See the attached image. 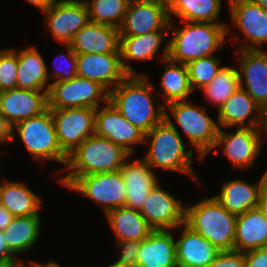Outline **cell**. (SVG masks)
I'll list each match as a JSON object with an SVG mask.
<instances>
[{
  "instance_id": "obj_41",
  "label": "cell",
  "mask_w": 267,
  "mask_h": 267,
  "mask_svg": "<svg viewBox=\"0 0 267 267\" xmlns=\"http://www.w3.org/2000/svg\"><path fill=\"white\" fill-rule=\"evenodd\" d=\"M245 267H267V247L244 253Z\"/></svg>"
},
{
  "instance_id": "obj_27",
  "label": "cell",
  "mask_w": 267,
  "mask_h": 267,
  "mask_svg": "<svg viewBox=\"0 0 267 267\" xmlns=\"http://www.w3.org/2000/svg\"><path fill=\"white\" fill-rule=\"evenodd\" d=\"M13 50L18 56L17 88L49 92L48 66L36 46Z\"/></svg>"
},
{
  "instance_id": "obj_23",
  "label": "cell",
  "mask_w": 267,
  "mask_h": 267,
  "mask_svg": "<svg viewBox=\"0 0 267 267\" xmlns=\"http://www.w3.org/2000/svg\"><path fill=\"white\" fill-rule=\"evenodd\" d=\"M175 229L153 230L140 243L137 267H178Z\"/></svg>"
},
{
  "instance_id": "obj_13",
  "label": "cell",
  "mask_w": 267,
  "mask_h": 267,
  "mask_svg": "<svg viewBox=\"0 0 267 267\" xmlns=\"http://www.w3.org/2000/svg\"><path fill=\"white\" fill-rule=\"evenodd\" d=\"M227 2L231 21L246 40L237 50H263L267 44V10L253 0Z\"/></svg>"
},
{
  "instance_id": "obj_30",
  "label": "cell",
  "mask_w": 267,
  "mask_h": 267,
  "mask_svg": "<svg viewBox=\"0 0 267 267\" xmlns=\"http://www.w3.org/2000/svg\"><path fill=\"white\" fill-rule=\"evenodd\" d=\"M162 57L159 59L166 65L162 73L160 87L162 88L163 105L176 101H186L193 90L186 64L172 61L168 58V43L164 46ZM166 103V104H165Z\"/></svg>"
},
{
  "instance_id": "obj_6",
  "label": "cell",
  "mask_w": 267,
  "mask_h": 267,
  "mask_svg": "<svg viewBox=\"0 0 267 267\" xmlns=\"http://www.w3.org/2000/svg\"><path fill=\"white\" fill-rule=\"evenodd\" d=\"M190 100L176 101L165 105V119L170 124H178L186 134L192 148L197 151L199 160H203L215 149L219 126L217 121L206 114V108L198 107ZM174 118V122L172 119Z\"/></svg>"
},
{
  "instance_id": "obj_40",
  "label": "cell",
  "mask_w": 267,
  "mask_h": 267,
  "mask_svg": "<svg viewBox=\"0 0 267 267\" xmlns=\"http://www.w3.org/2000/svg\"><path fill=\"white\" fill-rule=\"evenodd\" d=\"M207 267H245L244 253L236 250L220 251Z\"/></svg>"
},
{
  "instance_id": "obj_20",
  "label": "cell",
  "mask_w": 267,
  "mask_h": 267,
  "mask_svg": "<svg viewBox=\"0 0 267 267\" xmlns=\"http://www.w3.org/2000/svg\"><path fill=\"white\" fill-rule=\"evenodd\" d=\"M48 109L47 91L14 88L0 92V112L13 126Z\"/></svg>"
},
{
  "instance_id": "obj_31",
  "label": "cell",
  "mask_w": 267,
  "mask_h": 267,
  "mask_svg": "<svg viewBox=\"0 0 267 267\" xmlns=\"http://www.w3.org/2000/svg\"><path fill=\"white\" fill-rule=\"evenodd\" d=\"M116 240L142 241L154 230L139 210L120 207L105 214Z\"/></svg>"
},
{
  "instance_id": "obj_28",
  "label": "cell",
  "mask_w": 267,
  "mask_h": 267,
  "mask_svg": "<svg viewBox=\"0 0 267 267\" xmlns=\"http://www.w3.org/2000/svg\"><path fill=\"white\" fill-rule=\"evenodd\" d=\"M261 195L260 179L250 184L242 179L227 180L222 183L215 199L230 213L237 215L259 206Z\"/></svg>"
},
{
  "instance_id": "obj_36",
  "label": "cell",
  "mask_w": 267,
  "mask_h": 267,
  "mask_svg": "<svg viewBox=\"0 0 267 267\" xmlns=\"http://www.w3.org/2000/svg\"><path fill=\"white\" fill-rule=\"evenodd\" d=\"M220 64L221 59L214 55L188 62L186 66L192 90L202 89L209 84L222 68Z\"/></svg>"
},
{
  "instance_id": "obj_50",
  "label": "cell",
  "mask_w": 267,
  "mask_h": 267,
  "mask_svg": "<svg viewBox=\"0 0 267 267\" xmlns=\"http://www.w3.org/2000/svg\"><path fill=\"white\" fill-rule=\"evenodd\" d=\"M253 1L262 6L265 10H267V0H253Z\"/></svg>"
},
{
  "instance_id": "obj_10",
  "label": "cell",
  "mask_w": 267,
  "mask_h": 267,
  "mask_svg": "<svg viewBox=\"0 0 267 267\" xmlns=\"http://www.w3.org/2000/svg\"><path fill=\"white\" fill-rule=\"evenodd\" d=\"M263 129L267 135V128L237 127L236 132L219 128L215 148H222V153L234 168L247 170L261 154Z\"/></svg>"
},
{
  "instance_id": "obj_43",
  "label": "cell",
  "mask_w": 267,
  "mask_h": 267,
  "mask_svg": "<svg viewBox=\"0 0 267 267\" xmlns=\"http://www.w3.org/2000/svg\"><path fill=\"white\" fill-rule=\"evenodd\" d=\"M15 254L9 249L5 236L3 234V230H0V262H9L15 259Z\"/></svg>"
},
{
  "instance_id": "obj_4",
  "label": "cell",
  "mask_w": 267,
  "mask_h": 267,
  "mask_svg": "<svg viewBox=\"0 0 267 267\" xmlns=\"http://www.w3.org/2000/svg\"><path fill=\"white\" fill-rule=\"evenodd\" d=\"M175 124H170L165 118L156 124L147 134L144 143L150 146L143 160L152 168L172 172H180L199 183L197 174L193 171V149H186L182 136Z\"/></svg>"
},
{
  "instance_id": "obj_37",
  "label": "cell",
  "mask_w": 267,
  "mask_h": 267,
  "mask_svg": "<svg viewBox=\"0 0 267 267\" xmlns=\"http://www.w3.org/2000/svg\"><path fill=\"white\" fill-rule=\"evenodd\" d=\"M18 56L11 48L0 50V92L17 88Z\"/></svg>"
},
{
  "instance_id": "obj_2",
  "label": "cell",
  "mask_w": 267,
  "mask_h": 267,
  "mask_svg": "<svg viewBox=\"0 0 267 267\" xmlns=\"http://www.w3.org/2000/svg\"><path fill=\"white\" fill-rule=\"evenodd\" d=\"M174 22L170 21L169 29H175L168 41V58L182 64L215 54L226 43L227 34L235 33L224 22L182 21L179 28Z\"/></svg>"
},
{
  "instance_id": "obj_15",
  "label": "cell",
  "mask_w": 267,
  "mask_h": 267,
  "mask_svg": "<svg viewBox=\"0 0 267 267\" xmlns=\"http://www.w3.org/2000/svg\"><path fill=\"white\" fill-rule=\"evenodd\" d=\"M105 105L96 109L95 134L133 154L136 150L133 144L144 143L145 134L125 119L109 101Z\"/></svg>"
},
{
  "instance_id": "obj_48",
  "label": "cell",
  "mask_w": 267,
  "mask_h": 267,
  "mask_svg": "<svg viewBox=\"0 0 267 267\" xmlns=\"http://www.w3.org/2000/svg\"><path fill=\"white\" fill-rule=\"evenodd\" d=\"M261 182V195L260 198H267V170L260 178Z\"/></svg>"
},
{
  "instance_id": "obj_46",
  "label": "cell",
  "mask_w": 267,
  "mask_h": 267,
  "mask_svg": "<svg viewBox=\"0 0 267 267\" xmlns=\"http://www.w3.org/2000/svg\"><path fill=\"white\" fill-rule=\"evenodd\" d=\"M29 264V265H28ZM27 267H61V265H59L58 263L54 262V261H49L46 264L44 263H40L39 261H33V260H29L27 263Z\"/></svg>"
},
{
  "instance_id": "obj_25",
  "label": "cell",
  "mask_w": 267,
  "mask_h": 267,
  "mask_svg": "<svg viewBox=\"0 0 267 267\" xmlns=\"http://www.w3.org/2000/svg\"><path fill=\"white\" fill-rule=\"evenodd\" d=\"M267 247V217L258 206L237 215L234 250L246 253Z\"/></svg>"
},
{
  "instance_id": "obj_11",
  "label": "cell",
  "mask_w": 267,
  "mask_h": 267,
  "mask_svg": "<svg viewBox=\"0 0 267 267\" xmlns=\"http://www.w3.org/2000/svg\"><path fill=\"white\" fill-rule=\"evenodd\" d=\"M169 4L163 0H131L119 37H133L155 30H170Z\"/></svg>"
},
{
  "instance_id": "obj_51",
  "label": "cell",
  "mask_w": 267,
  "mask_h": 267,
  "mask_svg": "<svg viewBox=\"0 0 267 267\" xmlns=\"http://www.w3.org/2000/svg\"><path fill=\"white\" fill-rule=\"evenodd\" d=\"M106 267H129V266L120 265V264H117V263L114 262V263H112V264H110V265H108Z\"/></svg>"
},
{
  "instance_id": "obj_18",
  "label": "cell",
  "mask_w": 267,
  "mask_h": 267,
  "mask_svg": "<svg viewBox=\"0 0 267 267\" xmlns=\"http://www.w3.org/2000/svg\"><path fill=\"white\" fill-rule=\"evenodd\" d=\"M236 54L240 87L267 113V50H237Z\"/></svg>"
},
{
  "instance_id": "obj_39",
  "label": "cell",
  "mask_w": 267,
  "mask_h": 267,
  "mask_svg": "<svg viewBox=\"0 0 267 267\" xmlns=\"http://www.w3.org/2000/svg\"><path fill=\"white\" fill-rule=\"evenodd\" d=\"M118 245V258L115 263L129 266L137 267L138 254L141 241H124L116 240Z\"/></svg>"
},
{
  "instance_id": "obj_26",
  "label": "cell",
  "mask_w": 267,
  "mask_h": 267,
  "mask_svg": "<svg viewBox=\"0 0 267 267\" xmlns=\"http://www.w3.org/2000/svg\"><path fill=\"white\" fill-rule=\"evenodd\" d=\"M166 31L168 30H155L139 36L119 37L122 68L128 75H146V73H138L126 62L152 60L165 39Z\"/></svg>"
},
{
  "instance_id": "obj_17",
  "label": "cell",
  "mask_w": 267,
  "mask_h": 267,
  "mask_svg": "<svg viewBox=\"0 0 267 267\" xmlns=\"http://www.w3.org/2000/svg\"><path fill=\"white\" fill-rule=\"evenodd\" d=\"M255 112L257 117H251ZM216 120L219 128L225 129L235 126L267 128V113L241 87L219 108Z\"/></svg>"
},
{
  "instance_id": "obj_22",
  "label": "cell",
  "mask_w": 267,
  "mask_h": 267,
  "mask_svg": "<svg viewBox=\"0 0 267 267\" xmlns=\"http://www.w3.org/2000/svg\"><path fill=\"white\" fill-rule=\"evenodd\" d=\"M179 228L180 237L175 240L178 267L209 266L220 251L185 223L179 225L175 230L179 232Z\"/></svg>"
},
{
  "instance_id": "obj_29",
  "label": "cell",
  "mask_w": 267,
  "mask_h": 267,
  "mask_svg": "<svg viewBox=\"0 0 267 267\" xmlns=\"http://www.w3.org/2000/svg\"><path fill=\"white\" fill-rule=\"evenodd\" d=\"M3 181L0 185V205L14 217L41 215V196L21 181Z\"/></svg>"
},
{
  "instance_id": "obj_38",
  "label": "cell",
  "mask_w": 267,
  "mask_h": 267,
  "mask_svg": "<svg viewBox=\"0 0 267 267\" xmlns=\"http://www.w3.org/2000/svg\"><path fill=\"white\" fill-rule=\"evenodd\" d=\"M64 46L67 50V53L62 52V54H58V55L61 58H63L62 62H65V65H64L65 68L61 69L60 68L61 66L58 68V66L56 64H54L55 60L53 61V64L56 65V66H53V67H55V69H54L55 71L51 75L48 74L49 79L55 78V79H53L52 82L67 81V80H71L77 76V55L72 50V47L70 44H64ZM58 55H57V57H58ZM55 59H58V58H55Z\"/></svg>"
},
{
  "instance_id": "obj_44",
  "label": "cell",
  "mask_w": 267,
  "mask_h": 267,
  "mask_svg": "<svg viewBox=\"0 0 267 267\" xmlns=\"http://www.w3.org/2000/svg\"><path fill=\"white\" fill-rule=\"evenodd\" d=\"M14 216L2 205H0V230L7 228L12 222Z\"/></svg>"
},
{
  "instance_id": "obj_16",
  "label": "cell",
  "mask_w": 267,
  "mask_h": 267,
  "mask_svg": "<svg viewBox=\"0 0 267 267\" xmlns=\"http://www.w3.org/2000/svg\"><path fill=\"white\" fill-rule=\"evenodd\" d=\"M141 215L154 230L176 229L185 223V206L158 184L147 196Z\"/></svg>"
},
{
  "instance_id": "obj_34",
  "label": "cell",
  "mask_w": 267,
  "mask_h": 267,
  "mask_svg": "<svg viewBox=\"0 0 267 267\" xmlns=\"http://www.w3.org/2000/svg\"><path fill=\"white\" fill-rule=\"evenodd\" d=\"M240 87L238 69L231 66H222L214 79L203 87L208 102L219 108Z\"/></svg>"
},
{
  "instance_id": "obj_33",
  "label": "cell",
  "mask_w": 267,
  "mask_h": 267,
  "mask_svg": "<svg viewBox=\"0 0 267 267\" xmlns=\"http://www.w3.org/2000/svg\"><path fill=\"white\" fill-rule=\"evenodd\" d=\"M222 0H172L169 3V18L172 16L188 22L221 23Z\"/></svg>"
},
{
  "instance_id": "obj_49",
  "label": "cell",
  "mask_w": 267,
  "mask_h": 267,
  "mask_svg": "<svg viewBox=\"0 0 267 267\" xmlns=\"http://www.w3.org/2000/svg\"><path fill=\"white\" fill-rule=\"evenodd\" d=\"M259 207L262 209L265 216L267 217V198H260Z\"/></svg>"
},
{
  "instance_id": "obj_47",
  "label": "cell",
  "mask_w": 267,
  "mask_h": 267,
  "mask_svg": "<svg viewBox=\"0 0 267 267\" xmlns=\"http://www.w3.org/2000/svg\"><path fill=\"white\" fill-rule=\"evenodd\" d=\"M23 260H12L9 262H0V267H27V264Z\"/></svg>"
},
{
  "instance_id": "obj_9",
  "label": "cell",
  "mask_w": 267,
  "mask_h": 267,
  "mask_svg": "<svg viewBox=\"0 0 267 267\" xmlns=\"http://www.w3.org/2000/svg\"><path fill=\"white\" fill-rule=\"evenodd\" d=\"M68 188L98 203L105 214L125 206L126 187L120 170L79 176Z\"/></svg>"
},
{
  "instance_id": "obj_3",
  "label": "cell",
  "mask_w": 267,
  "mask_h": 267,
  "mask_svg": "<svg viewBox=\"0 0 267 267\" xmlns=\"http://www.w3.org/2000/svg\"><path fill=\"white\" fill-rule=\"evenodd\" d=\"M130 156L107 138L91 135L68 155L63 170L68 173L60 176L59 182L68 188L79 176L119 171Z\"/></svg>"
},
{
  "instance_id": "obj_21",
  "label": "cell",
  "mask_w": 267,
  "mask_h": 267,
  "mask_svg": "<svg viewBox=\"0 0 267 267\" xmlns=\"http://www.w3.org/2000/svg\"><path fill=\"white\" fill-rule=\"evenodd\" d=\"M120 168L126 187L125 207L139 210L147 196L158 184L159 180L154 170L142 159L129 161Z\"/></svg>"
},
{
  "instance_id": "obj_45",
  "label": "cell",
  "mask_w": 267,
  "mask_h": 267,
  "mask_svg": "<svg viewBox=\"0 0 267 267\" xmlns=\"http://www.w3.org/2000/svg\"><path fill=\"white\" fill-rule=\"evenodd\" d=\"M30 4L34 5L36 8L41 10V12L46 11L56 0H26Z\"/></svg>"
},
{
  "instance_id": "obj_32",
  "label": "cell",
  "mask_w": 267,
  "mask_h": 267,
  "mask_svg": "<svg viewBox=\"0 0 267 267\" xmlns=\"http://www.w3.org/2000/svg\"><path fill=\"white\" fill-rule=\"evenodd\" d=\"M41 215L14 217L3 230L9 249L17 254L27 253L37 242L41 230Z\"/></svg>"
},
{
  "instance_id": "obj_14",
  "label": "cell",
  "mask_w": 267,
  "mask_h": 267,
  "mask_svg": "<svg viewBox=\"0 0 267 267\" xmlns=\"http://www.w3.org/2000/svg\"><path fill=\"white\" fill-rule=\"evenodd\" d=\"M47 31L60 44H70L76 33L89 21L88 8L84 0H56L46 11Z\"/></svg>"
},
{
  "instance_id": "obj_8",
  "label": "cell",
  "mask_w": 267,
  "mask_h": 267,
  "mask_svg": "<svg viewBox=\"0 0 267 267\" xmlns=\"http://www.w3.org/2000/svg\"><path fill=\"white\" fill-rule=\"evenodd\" d=\"M109 92L98 82L74 77L67 81L52 82L48 92L49 109L87 107L97 109L107 103Z\"/></svg>"
},
{
  "instance_id": "obj_42",
  "label": "cell",
  "mask_w": 267,
  "mask_h": 267,
  "mask_svg": "<svg viewBox=\"0 0 267 267\" xmlns=\"http://www.w3.org/2000/svg\"><path fill=\"white\" fill-rule=\"evenodd\" d=\"M11 140H13V125L0 112V142L10 144Z\"/></svg>"
},
{
  "instance_id": "obj_35",
  "label": "cell",
  "mask_w": 267,
  "mask_h": 267,
  "mask_svg": "<svg viewBox=\"0 0 267 267\" xmlns=\"http://www.w3.org/2000/svg\"><path fill=\"white\" fill-rule=\"evenodd\" d=\"M131 0H84L89 21L119 29Z\"/></svg>"
},
{
  "instance_id": "obj_12",
  "label": "cell",
  "mask_w": 267,
  "mask_h": 267,
  "mask_svg": "<svg viewBox=\"0 0 267 267\" xmlns=\"http://www.w3.org/2000/svg\"><path fill=\"white\" fill-rule=\"evenodd\" d=\"M50 110L58 142L67 155L95 134L96 109L80 107Z\"/></svg>"
},
{
  "instance_id": "obj_52",
  "label": "cell",
  "mask_w": 267,
  "mask_h": 267,
  "mask_svg": "<svg viewBox=\"0 0 267 267\" xmlns=\"http://www.w3.org/2000/svg\"><path fill=\"white\" fill-rule=\"evenodd\" d=\"M165 1L167 4H169L172 0H163Z\"/></svg>"
},
{
  "instance_id": "obj_1",
  "label": "cell",
  "mask_w": 267,
  "mask_h": 267,
  "mask_svg": "<svg viewBox=\"0 0 267 267\" xmlns=\"http://www.w3.org/2000/svg\"><path fill=\"white\" fill-rule=\"evenodd\" d=\"M148 75H128L112 91L108 101L134 126L147 134L165 118V106L154 101Z\"/></svg>"
},
{
  "instance_id": "obj_24",
  "label": "cell",
  "mask_w": 267,
  "mask_h": 267,
  "mask_svg": "<svg viewBox=\"0 0 267 267\" xmlns=\"http://www.w3.org/2000/svg\"><path fill=\"white\" fill-rule=\"evenodd\" d=\"M70 45L76 55L120 53L119 29L88 22L76 33Z\"/></svg>"
},
{
  "instance_id": "obj_7",
  "label": "cell",
  "mask_w": 267,
  "mask_h": 267,
  "mask_svg": "<svg viewBox=\"0 0 267 267\" xmlns=\"http://www.w3.org/2000/svg\"><path fill=\"white\" fill-rule=\"evenodd\" d=\"M15 131L34 160L58 162V164L64 165V168L61 169L63 172L68 155L61 149L58 142L50 109L39 116L16 123L13 126V139L16 135Z\"/></svg>"
},
{
  "instance_id": "obj_19",
  "label": "cell",
  "mask_w": 267,
  "mask_h": 267,
  "mask_svg": "<svg viewBox=\"0 0 267 267\" xmlns=\"http://www.w3.org/2000/svg\"><path fill=\"white\" fill-rule=\"evenodd\" d=\"M77 76L98 82L112 91L128 74L123 70L120 53L77 55Z\"/></svg>"
},
{
  "instance_id": "obj_5",
  "label": "cell",
  "mask_w": 267,
  "mask_h": 267,
  "mask_svg": "<svg viewBox=\"0 0 267 267\" xmlns=\"http://www.w3.org/2000/svg\"><path fill=\"white\" fill-rule=\"evenodd\" d=\"M236 220L237 216L227 211L214 196L185 206V224L219 251L234 250Z\"/></svg>"
}]
</instances>
